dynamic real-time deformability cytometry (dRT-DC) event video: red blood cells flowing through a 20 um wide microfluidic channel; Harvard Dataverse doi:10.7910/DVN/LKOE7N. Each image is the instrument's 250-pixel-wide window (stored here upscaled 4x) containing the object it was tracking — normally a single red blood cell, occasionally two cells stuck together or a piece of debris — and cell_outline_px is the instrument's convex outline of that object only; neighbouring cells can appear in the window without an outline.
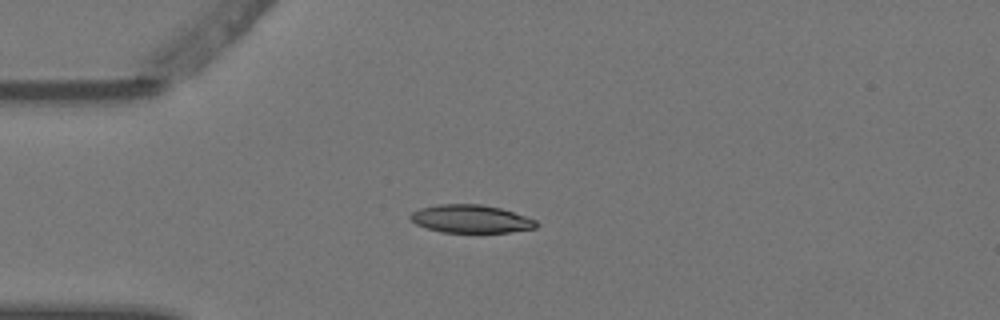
{"species": "Egyptian fruit bat (a non-hibernating species)", "species_latin": "Rousettus aegyptiacus", "temperature_condition": "warm", "stored_images_in_passage": 7, "camera_frame_rate_fps": 3000, "um_per_image_px": 0.085, "animal": {"sex": "female"}, "frame": {"image": 1, "passage_image": 2, "time_ms": 0.333, "image_size_px": [1000, 320], "cell_outline_px": [[540, 224], [536, 228], [508, 232], [440, 232], [416, 224], [408, 216], [412, 212], [420, 208], [436, 204], [480, 204], [500, 208], [536, 220]], "centroid_in_image_um": [40.01, 18.6], "position_along_channel_um": 45.0, "area_um2": 20.46}}
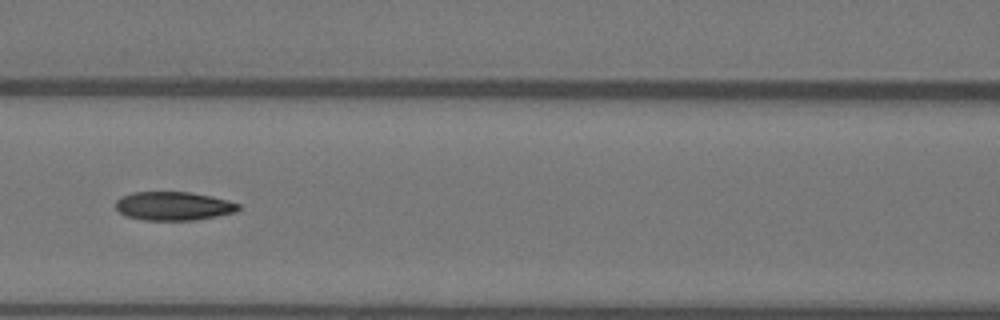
{"frame": {"image": 2, "passage_image": 5, "time_ms": 1.333, "image_size_px": [1000, 320], "cell_outline_px": [[240, 208], [236, 212], [196, 220], [144, 220], [124, 216], [116, 208], [116, 200], [132, 192], [192, 192], [212, 196], [228, 200], [240, 204]], "centroid_in_image_um": [14.76, 17.51], "position_along_channel_um": 151.8, "area_um2": 20.58}}
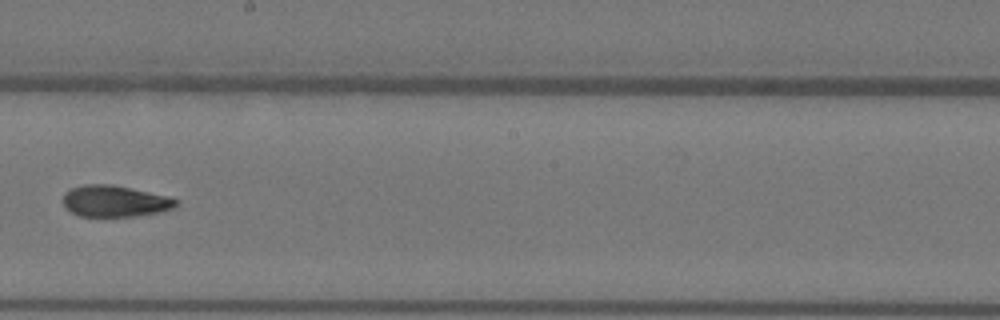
{"frame": {"image": 3, "passage_image": 7, "time_ms": 2.0, "image_size_px": [1000, 320], "cell_outline_px": [[180, 204], [176, 208], [160, 212], [136, 216], [80, 216], [64, 208], [64, 192], [72, 188], [84, 184], [112, 184], [148, 192], [180, 200]], "centroid_in_image_um": [9.78, 17.1], "position_along_channel_um": 238.4, "area_um2": 20.69}}